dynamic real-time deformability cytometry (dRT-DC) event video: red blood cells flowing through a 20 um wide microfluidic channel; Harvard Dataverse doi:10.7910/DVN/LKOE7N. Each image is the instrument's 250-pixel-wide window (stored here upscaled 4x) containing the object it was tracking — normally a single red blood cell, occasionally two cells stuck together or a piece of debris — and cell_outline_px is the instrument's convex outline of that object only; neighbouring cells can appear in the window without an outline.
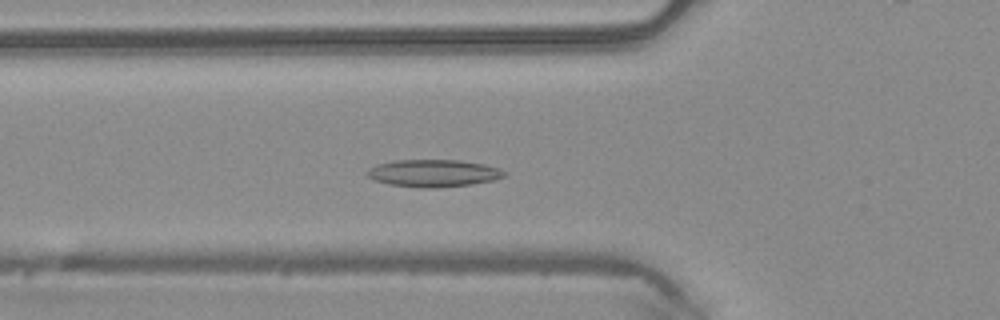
{"species": "common noctule bat (a hibernating species)", "species_latin": "Nyctalus noctula", "temperature_condition": "warm", "stored_images_in_passage": 48, "camera_frame_rate_fps": 3000, "um_per_image_px": 0.085, "animal": {"sex": "male", "body_mass_g": 20.4}, "frame": {"image": 1, "passage_image": 16, "time_ms": 5.0, "image_size_px": [1000, 320], "cell_outline_px": [[508, 172], [504, 176], [492, 180], [472, 184], [432, 188], [420, 188], [388, 184], [376, 180], [368, 176], [364, 172], [368, 168], [376, 164], [396, 160], [460, 160], [484, 164]], "centroid_in_image_um": [36.8, 14.72], "position_along_channel_um": 89.0, "area_um2": 21.79}}
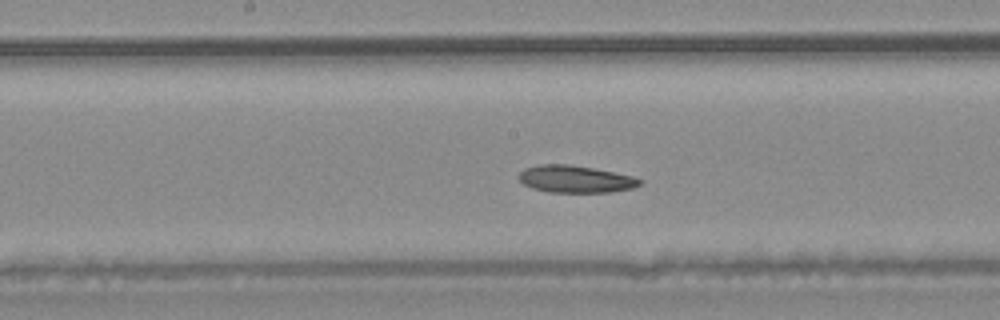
{"frame": {"image": 2, "passage_image": 24, "time_ms": 7.667, "image_size_px": [1000, 320], "cell_outline_px": [[644, 180], [640, 184], [632, 188], [612, 192], [548, 192], [532, 188], [524, 184], [516, 176], [524, 168], [536, 164], [568, 164], [592, 168], [632, 176]], "centroid_in_image_um": [48.87, 15.22], "position_along_channel_um": 199.3, "area_um2": 19.19}}
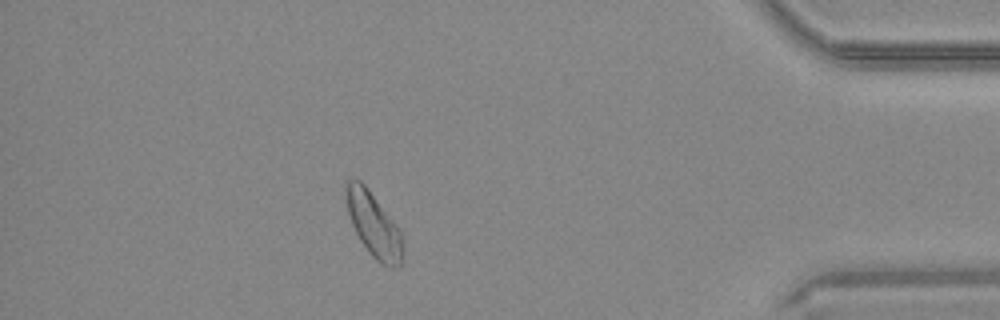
{"frame": {"image": 3, "passage_image": 42, "time_ms": 13.667, "image_size_px": [1000, 320], "cell_outline_px": [[400, 268], [388, 268], [380, 264], [368, 252], [360, 240], [352, 224], [348, 212], [344, 196], [344, 180], [360, 180], [364, 184], [396, 224], [400, 232]], "centroid_in_image_um": [31.69, 19.08], "position_along_channel_um": 403.5, "area_um2": 20.98}}